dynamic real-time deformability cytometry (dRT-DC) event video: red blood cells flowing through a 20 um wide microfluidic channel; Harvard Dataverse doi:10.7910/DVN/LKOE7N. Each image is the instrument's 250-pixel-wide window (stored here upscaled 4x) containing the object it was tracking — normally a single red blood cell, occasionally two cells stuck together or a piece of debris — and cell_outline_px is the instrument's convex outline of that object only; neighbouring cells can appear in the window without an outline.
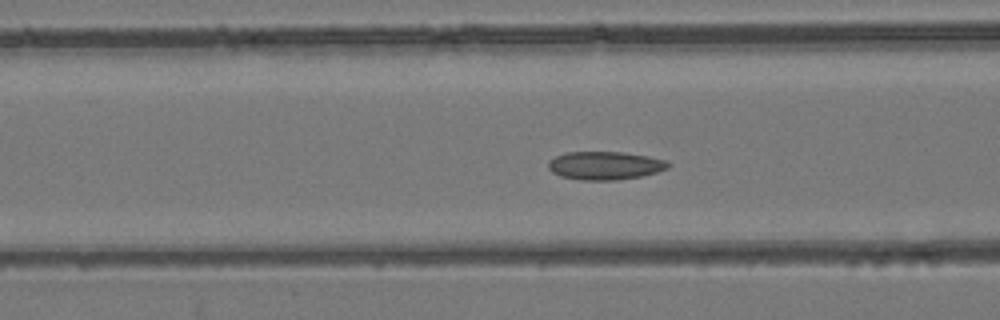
{"species": "common noctule bat (a hibernating species)", "species_latin": "Nyctalus noctula", "temperature_condition": "room temperature", "stored_images_in_passage": 54, "camera_frame_rate_fps": 3000, "um_per_image_px": 0.085, "animal": {"sex": "female", "body_mass_g": 24.6, "forearm_length_mm": 56.2}, "frame": {"image": 1, "passage_image": 22, "time_ms": 7.0, "image_size_px": [1000, 320], "cell_outline_px": [[672, 164], [668, 168], [656, 172], [640, 176], [616, 180], [580, 180], [560, 176], [552, 172], [548, 168], [548, 160], [556, 156], [568, 152], [624, 152], [648, 156], [668, 160]], "centroid_in_image_um": [51.43, 14.07], "position_along_channel_um": 115.2, "area_um2": 19.83}}
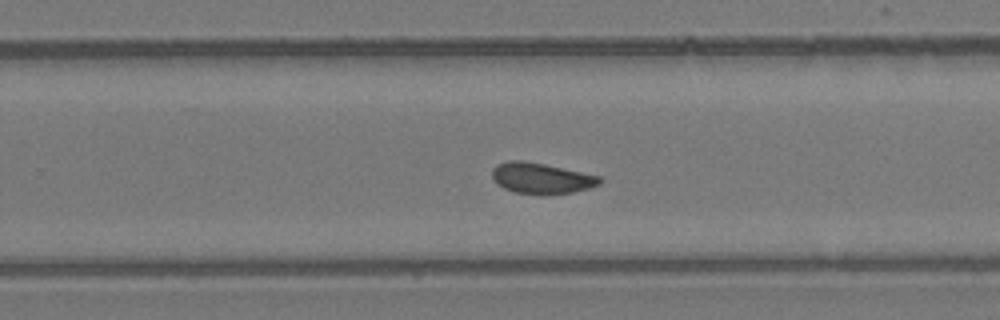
{"frame": {"image": 2, "passage_image": 35, "time_ms": 11.333, "image_size_px": [1000, 320], "cell_outline_px": [[604, 180], [600, 184], [588, 188], [572, 192], [516, 192], [504, 188], [492, 176], [492, 168], [496, 164], [508, 160], [524, 160], [544, 164], [600, 176]], "centroid_in_image_um": [46.02, 15.1], "position_along_channel_um": 283.8, "area_um2": 18.61}}
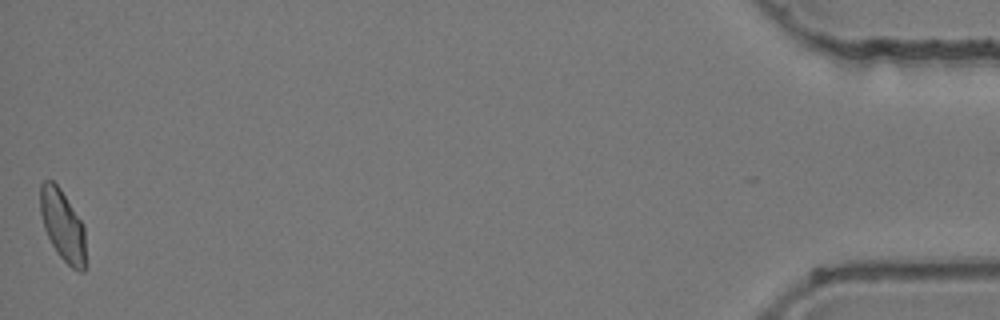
{"frame": {"image": 3, "passage_image": 54, "time_ms": 17.667, "image_size_px": [1000, 320], "cell_outline_px": [[84, 272], [80, 272], [72, 268], [56, 252], [44, 228], [40, 212], [40, 184], [44, 180], [52, 180], [60, 188], [84, 224]], "centroid_in_image_um": [5.31, 19.13], "position_along_channel_um": 429.9, "area_um2": 18.67}, "authors_computed_cell_mechanics": {"area_um2": 19.3341, "velocity_mm_per_s": 3.8991, "shape_relaxation_time_tau1_ms": null, "shape_relaxation_time_tau2_ms": 2.0207, "deformation_change_tau1": null, "deformation_change_tau2": 0.0647}}